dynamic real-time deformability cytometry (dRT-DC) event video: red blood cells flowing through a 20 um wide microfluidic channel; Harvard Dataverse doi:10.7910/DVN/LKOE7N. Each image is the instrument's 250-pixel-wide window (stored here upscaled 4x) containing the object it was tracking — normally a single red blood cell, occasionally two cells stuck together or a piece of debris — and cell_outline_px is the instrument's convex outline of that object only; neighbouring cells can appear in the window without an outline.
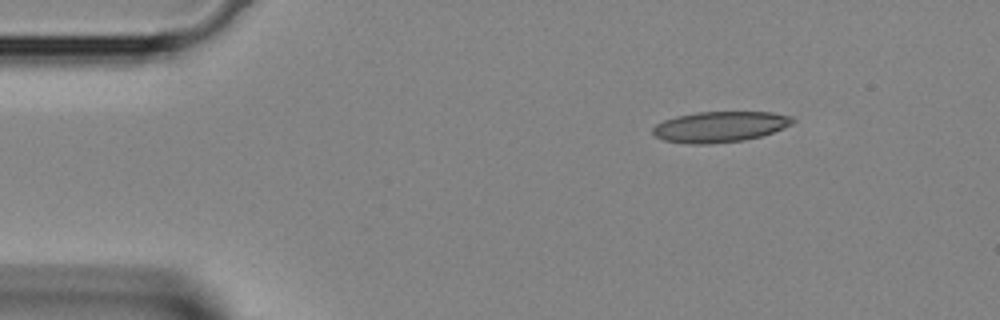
{"species": "Egyptian fruit bat (a non-hibernating species)", "species_latin": "Rousettus aegyptiacus", "temperature_condition": "room temperature", "stored_images_in_passage": 35, "camera_frame_rate_fps": 3000, "um_per_image_px": 0.085, "animal": {"sex": "female"}, "frame": {"image": 1, "passage_image": 1, "time_ms": 0.0, "image_size_px": [1000, 320], "cell_outline_px": [[796, 120], [792, 124], [784, 128], [760, 136], [744, 140], [708, 144], [688, 144], [664, 140], [656, 136], [652, 132], [652, 128], [656, 124], [664, 120], [676, 116], [696, 112], [772, 112], [792, 116]], "centroid_in_image_um": [61.2, 10.77], "position_along_channel_um": 23.8, "area_um2": 25.09}}
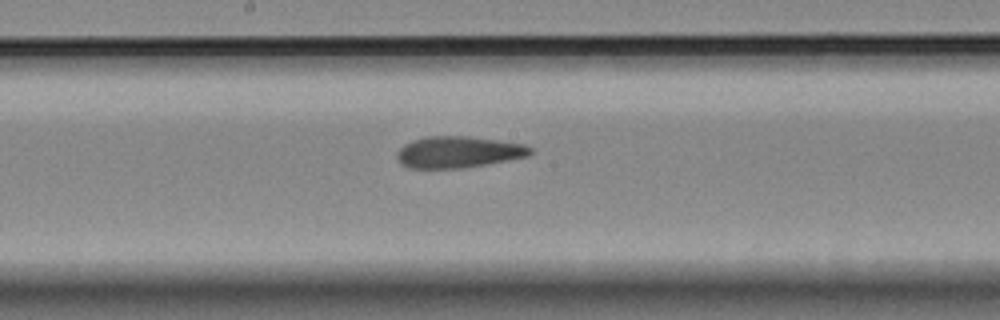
{"frame": {"image": 2, "passage_image": 16, "time_ms": 5.0, "image_size_px": [1000, 320], "cell_outline_px": [[532, 152], [528, 156], [464, 168], [408, 168], [400, 164], [396, 156], [396, 152], [404, 144], [412, 140], [428, 136], [468, 136], [524, 144], [532, 148]], "centroid_in_image_um": [38.91, 12.92], "position_along_channel_um": 209.3, "area_um2": 24.45}}
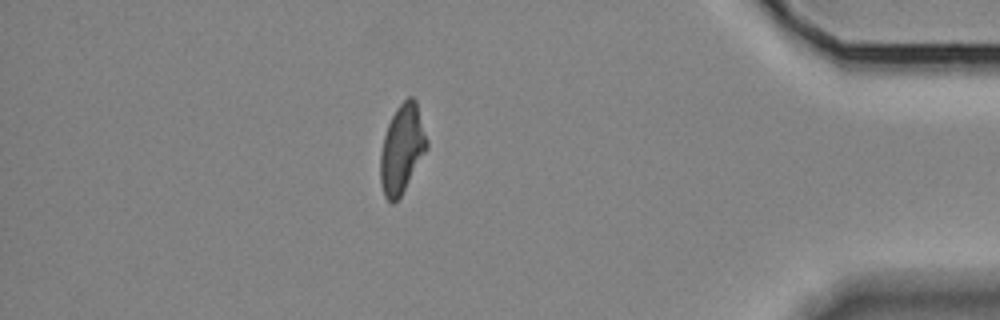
{"frame": {"image": 3, "passage_image": 30, "time_ms": 9.667, "image_size_px": [1000, 320], "cell_outline_px": [[428, 148], [400, 196], [392, 204], [384, 196], [380, 184], [380, 156], [384, 136], [388, 124], [396, 108], [408, 96], [412, 96], [416, 100], [428, 140]], "centroid_in_image_um": [34.17, 12.64], "position_along_channel_um": 401.0, "area_um2": 23.87}}